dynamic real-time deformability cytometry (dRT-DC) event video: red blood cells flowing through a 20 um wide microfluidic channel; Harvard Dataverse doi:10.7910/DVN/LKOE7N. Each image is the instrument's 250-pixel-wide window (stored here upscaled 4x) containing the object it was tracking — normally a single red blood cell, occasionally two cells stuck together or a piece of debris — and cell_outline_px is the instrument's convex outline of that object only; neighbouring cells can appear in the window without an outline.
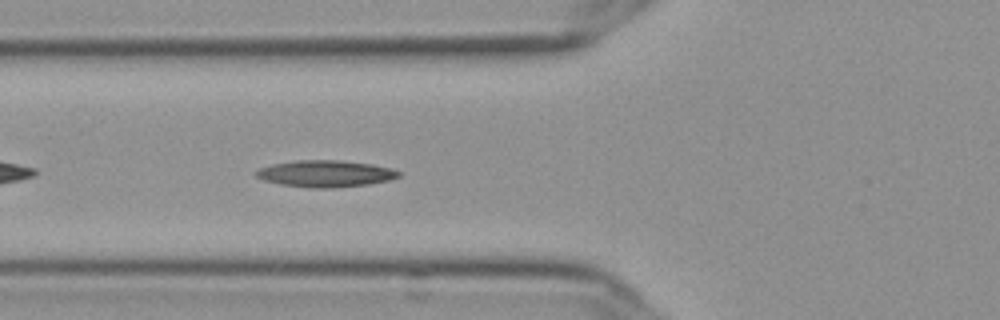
{"species": "Egyptian fruit bat (a non-hibernating species)", "species_latin": "Rousettus aegyptiacus", "temperature_condition": "cold", "stored_images_in_passage": 41, "segment_of_instrument_passage": [1, 2], "camera_frame_rate_fps": 3000, "um_per_image_px": 0.085, "frame": {"image": 1, "passage_image": 5, "time_ms": 1.333, "image_size_px": [1000, 320], "cell_outline_px": [[400, 176], [388, 180], [368, 184], [328, 188], [312, 188], [280, 184], [264, 180], [256, 176], [256, 172], [260, 168], [272, 164], [296, 160], [336, 160], [372, 164], [388, 168], [400, 172]], "centroid_in_image_um": [27.64, 14.76], "position_along_channel_um": 98.2, "area_um2": 21.85}}
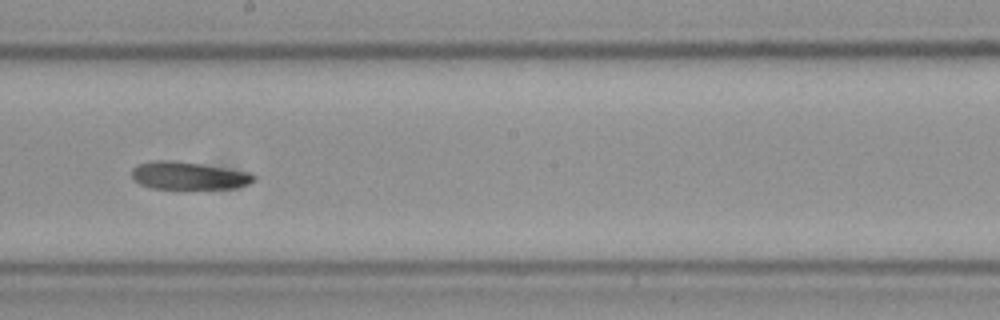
{"frame": {"image": 2, "passage_image": 16, "time_ms": 5.0, "image_size_px": [1000, 320], "cell_outline_px": [[256, 180], [248, 184], [236, 188], [188, 192], [180, 192], [152, 188], [140, 184], [132, 176], [132, 168], [136, 164], [152, 160], [172, 160], [200, 164], [248, 172], [256, 176]], "centroid_in_image_um": [16.02, 14.99], "position_along_channel_um": 232.2, "area_um2": 20.87}}
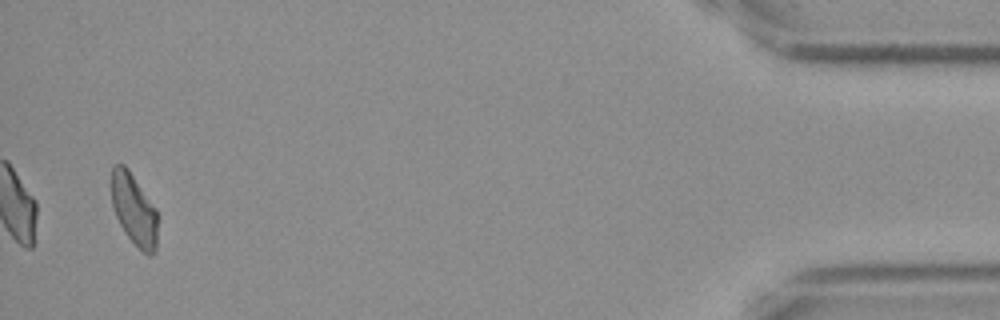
{"frame": {"image": 3, "passage_image": 38, "time_ms": 12.333, "image_size_px": [1000, 320], "cell_outline_px": [[156, 248], [148, 256], [128, 236], [120, 224], [116, 216], [112, 204], [112, 164], [124, 164], [128, 168], [156, 208]], "centroid_in_image_um": [11.37, 17.75], "position_along_channel_um": 423.8, "area_um2": 18.79}}